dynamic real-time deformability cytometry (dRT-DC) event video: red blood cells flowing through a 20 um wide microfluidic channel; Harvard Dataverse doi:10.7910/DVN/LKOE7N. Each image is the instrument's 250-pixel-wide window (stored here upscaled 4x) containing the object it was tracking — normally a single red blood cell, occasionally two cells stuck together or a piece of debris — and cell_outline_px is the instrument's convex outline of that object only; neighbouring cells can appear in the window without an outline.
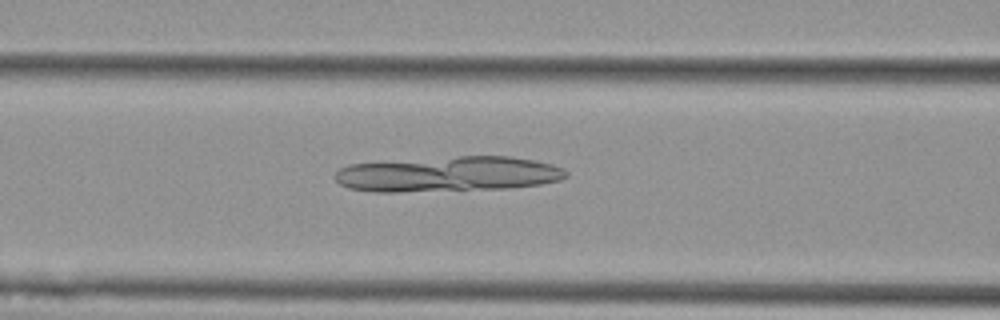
{"species": "Egyptian fruit bat (a non-hibernating species)", "species_latin": "Rousettus aegyptiacus", "temperature_condition": "cold", "stored_images_in_passage": 49, "camera_frame_rate_fps": 3000, "um_per_image_px": 0.085, "animal": {"sex": "female"}, "frame": {"image": 1, "passage_image": 19, "time_ms": 6.0, "image_size_px": [1000, 320], "cell_outline_px": [[568, 176], [560, 180], [540, 184], [508, 188], [400, 192], [376, 192], [348, 188], [340, 184], [332, 176], [340, 168], [348, 164], [460, 156], [508, 156], [536, 160], [552, 164], [564, 168], [568, 172]], "centroid_in_image_um": [38.1, 14.8], "position_along_channel_um": 128.5, "area_um2": 47.63}}
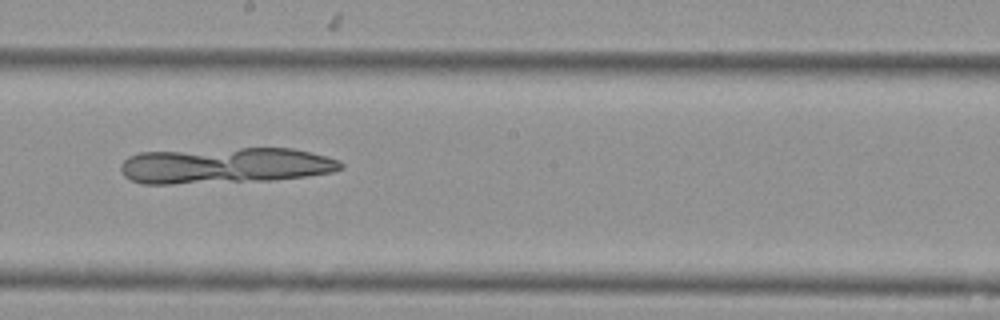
{"frame": {"image": 2, "passage_image": 27, "time_ms": 8.667, "image_size_px": [1000, 320], "cell_outline_px": [[344, 168], [332, 172], [308, 176], [276, 180], [172, 184], [140, 184], [124, 176], [120, 168], [120, 164], [128, 156], [140, 152], [240, 148], [292, 148], [340, 160], [344, 164]], "centroid_in_image_um": [19.13, 14.08], "position_along_channel_um": 229.1, "area_um2": 46.47}}
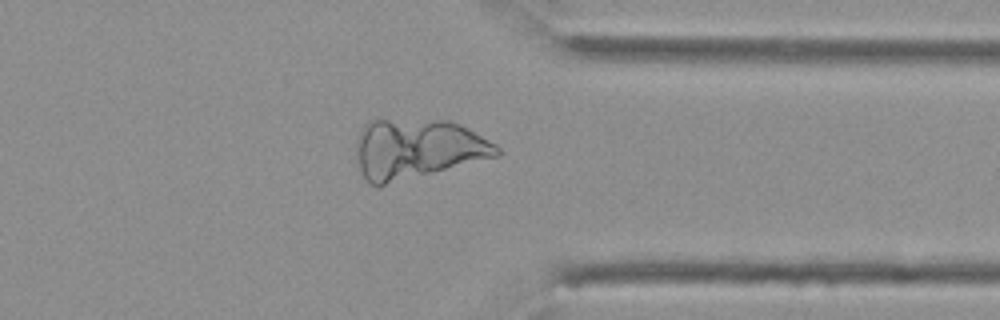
{"frame": {"image": 3, "passage_image": 39, "time_ms": 12.667, "image_size_px": [1000, 320], "cell_outline_px": [[500, 156], [376, 188], [364, 176], [356, 160], [356, 140], [360, 128], [368, 120], [448, 120], [460, 124], [496, 144], [500, 148]], "centroid_in_image_um": [35.45, 12.67], "position_along_channel_um": 375.9, "area_um2": 49.53}}